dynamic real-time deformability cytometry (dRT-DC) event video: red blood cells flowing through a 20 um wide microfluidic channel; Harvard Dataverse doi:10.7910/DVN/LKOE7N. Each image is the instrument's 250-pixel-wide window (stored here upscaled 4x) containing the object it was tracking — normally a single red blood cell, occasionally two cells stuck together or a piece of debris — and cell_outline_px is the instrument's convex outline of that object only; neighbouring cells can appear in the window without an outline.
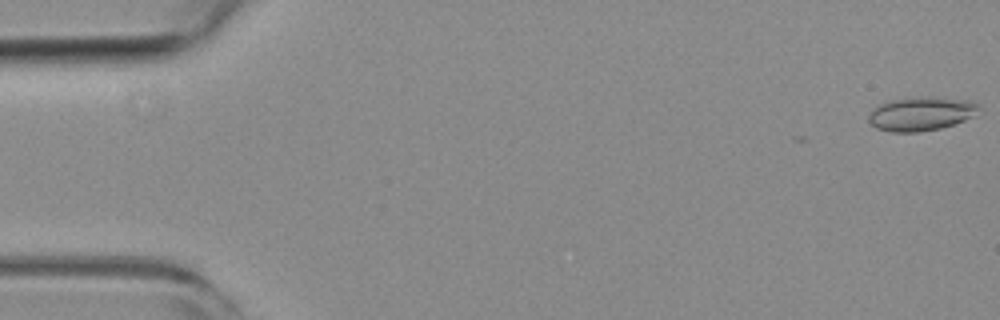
{"species": "common noctule bat (a hibernating species)", "species_latin": "Nyctalus noctula", "temperature_condition": "room temperature", "stored_images_in_passage": 7, "camera_frame_rate_fps": 3000, "um_per_image_px": 0.085, "animal": {"sex": "female", "body_mass_g": 19.3, "forearm_length_mm": 54.1}, "frame": {"image": 1, "passage_image": 1, "time_ms": 0.0, "image_size_px": [1000, 320], "cell_outline_px": [[980, 108], [972, 116], [964, 120], [940, 128], [920, 132], [892, 132], [876, 128], [868, 120], [868, 116], [872, 108], [888, 100], [924, 96], [932, 96], [972, 100], [980, 104]], "centroid_in_image_um": [78.29, 9.65], "position_along_channel_um": 6.7, "area_um2": 21.96}}